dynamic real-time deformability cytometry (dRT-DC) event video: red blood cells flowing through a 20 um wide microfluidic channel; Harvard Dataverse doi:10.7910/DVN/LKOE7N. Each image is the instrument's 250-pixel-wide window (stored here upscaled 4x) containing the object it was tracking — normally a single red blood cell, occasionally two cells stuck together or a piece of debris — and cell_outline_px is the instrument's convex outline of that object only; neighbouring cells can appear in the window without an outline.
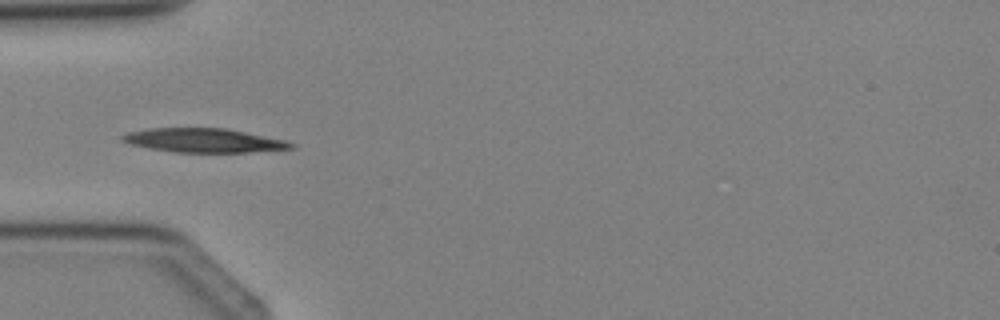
{"species": "Egyptian fruit bat (a non-hibernating species)", "species_latin": "Rousettus aegyptiacus", "temperature_condition": "cold", "stored_images_in_passage": 2, "camera_frame_rate_fps": 3000, "um_per_image_px": 0.085, "animal": {"sex": "female"}, "frame": {"image": 1, "passage_image": 2, "time_ms": 2.0, "image_size_px": [1000, 320], "cell_outline_px": [[296, 148], [248, 152], [172, 152], [148, 148], [128, 144], [120, 140], [120, 136], [128, 132], [148, 128], [228, 128], [288, 140], [296, 144]], "centroid_in_image_um": [17.34, 11.93], "position_along_channel_um": 67.7, "area_um2": 23.99}}